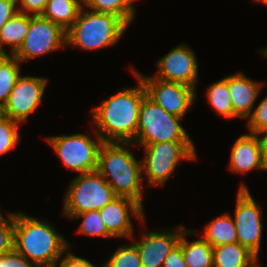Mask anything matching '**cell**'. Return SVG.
Here are the masks:
<instances>
[{"instance_id": "cell-30", "label": "cell", "mask_w": 267, "mask_h": 267, "mask_svg": "<svg viewBox=\"0 0 267 267\" xmlns=\"http://www.w3.org/2000/svg\"><path fill=\"white\" fill-rule=\"evenodd\" d=\"M247 128L251 134L256 135L267 131V96L254 107L247 119Z\"/></svg>"}, {"instance_id": "cell-5", "label": "cell", "mask_w": 267, "mask_h": 267, "mask_svg": "<svg viewBox=\"0 0 267 267\" xmlns=\"http://www.w3.org/2000/svg\"><path fill=\"white\" fill-rule=\"evenodd\" d=\"M143 146L142 170L148 186H164L183 160H196L193 141L157 142Z\"/></svg>"}, {"instance_id": "cell-25", "label": "cell", "mask_w": 267, "mask_h": 267, "mask_svg": "<svg viewBox=\"0 0 267 267\" xmlns=\"http://www.w3.org/2000/svg\"><path fill=\"white\" fill-rule=\"evenodd\" d=\"M208 103L215 109L217 114L224 118H234L232 101L228 88V76L214 82L206 89Z\"/></svg>"}, {"instance_id": "cell-28", "label": "cell", "mask_w": 267, "mask_h": 267, "mask_svg": "<svg viewBox=\"0 0 267 267\" xmlns=\"http://www.w3.org/2000/svg\"><path fill=\"white\" fill-rule=\"evenodd\" d=\"M20 123L0 114V157L18 145Z\"/></svg>"}, {"instance_id": "cell-2", "label": "cell", "mask_w": 267, "mask_h": 267, "mask_svg": "<svg viewBox=\"0 0 267 267\" xmlns=\"http://www.w3.org/2000/svg\"><path fill=\"white\" fill-rule=\"evenodd\" d=\"M130 145L135 144L103 142L99 148L96 170L104 177L116 196L131 198L144 207L142 161L136 159L130 151Z\"/></svg>"}, {"instance_id": "cell-9", "label": "cell", "mask_w": 267, "mask_h": 267, "mask_svg": "<svg viewBox=\"0 0 267 267\" xmlns=\"http://www.w3.org/2000/svg\"><path fill=\"white\" fill-rule=\"evenodd\" d=\"M256 203L245 183H241L234 211L233 220L236 227L238 243L246 247L259 259L263 211Z\"/></svg>"}, {"instance_id": "cell-31", "label": "cell", "mask_w": 267, "mask_h": 267, "mask_svg": "<svg viewBox=\"0 0 267 267\" xmlns=\"http://www.w3.org/2000/svg\"><path fill=\"white\" fill-rule=\"evenodd\" d=\"M0 267H37L15 249L0 256Z\"/></svg>"}, {"instance_id": "cell-36", "label": "cell", "mask_w": 267, "mask_h": 267, "mask_svg": "<svg viewBox=\"0 0 267 267\" xmlns=\"http://www.w3.org/2000/svg\"><path fill=\"white\" fill-rule=\"evenodd\" d=\"M261 149H262V161L265 168V171L267 172V131L258 134Z\"/></svg>"}, {"instance_id": "cell-16", "label": "cell", "mask_w": 267, "mask_h": 267, "mask_svg": "<svg viewBox=\"0 0 267 267\" xmlns=\"http://www.w3.org/2000/svg\"><path fill=\"white\" fill-rule=\"evenodd\" d=\"M229 170L236 174H247L251 171H265L262 161V149L258 135L243 134L231 148Z\"/></svg>"}, {"instance_id": "cell-10", "label": "cell", "mask_w": 267, "mask_h": 267, "mask_svg": "<svg viewBox=\"0 0 267 267\" xmlns=\"http://www.w3.org/2000/svg\"><path fill=\"white\" fill-rule=\"evenodd\" d=\"M130 69L143 82L147 96L169 114L183 118L197 99L196 88L157 79L153 75L145 76L133 67Z\"/></svg>"}, {"instance_id": "cell-3", "label": "cell", "mask_w": 267, "mask_h": 267, "mask_svg": "<svg viewBox=\"0 0 267 267\" xmlns=\"http://www.w3.org/2000/svg\"><path fill=\"white\" fill-rule=\"evenodd\" d=\"M71 248L70 243L46 221L15 212L14 249L37 267H53Z\"/></svg>"}, {"instance_id": "cell-7", "label": "cell", "mask_w": 267, "mask_h": 267, "mask_svg": "<svg viewBox=\"0 0 267 267\" xmlns=\"http://www.w3.org/2000/svg\"><path fill=\"white\" fill-rule=\"evenodd\" d=\"M183 118L166 112L147 95L143 98L139 113L135 145H148L157 142L193 141L181 126Z\"/></svg>"}, {"instance_id": "cell-20", "label": "cell", "mask_w": 267, "mask_h": 267, "mask_svg": "<svg viewBox=\"0 0 267 267\" xmlns=\"http://www.w3.org/2000/svg\"><path fill=\"white\" fill-rule=\"evenodd\" d=\"M30 26V14L18 12L11 17L0 30V55H8L3 48L9 45L14 55L22 45Z\"/></svg>"}, {"instance_id": "cell-32", "label": "cell", "mask_w": 267, "mask_h": 267, "mask_svg": "<svg viewBox=\"0 0 267 267\" xmlns=\"http://www.w3.org/2000/svg\"><path fill=\"white\" fill-rule=\"evenodd\" d=\"M69 250L70 248L65 251L66 255L63 254V257L61 256L53 267H98L92 264L89 260L76 256Z\"/></svg>"}, {"instance_id": "cell-24", "label": "cell", "mask_w": 267, "mask_h": 267, "mask_svg": "<svg viewBox=\"0 0 267 267\" xmlns=\"http://www.w3.org/2000/svg\"><path fill=\"white\" fill-rule=\"evenodd\" d=\"M134 1L136 0H83V6L95 12L118 16L130 26L136 15Z\"/></svg>"}, {"instance_id": "cell-35", "label": "cell", "mask_w": 267, "mask_h": 267, "mask_svg": "<svg viewBox=\"0 0 267 267\" xmlns=\"http://www.w3.org/2000/svg\"><path fill=\"white\" fill-rule=\"evenodd\" d=\"M163 267H187L182 248L179 245L168 254Z\"/></svg>"}, {"instance_id": "cell-38", "label": "cell", "mask_w": 267, "mask_h": 267, "mask_svg": "<svg viewBox=\"0 0 267 267\" xmlns=\"http://www.w3.org/2000/svg\"><path fill=\"white\" fill-rule=\"evenodd\" d=\"M254 2L263 3L264 5H267V0H253Z\"/></svg>"}, {"instance_id": "cell-27", "label": "cell", "mask_w": 267, "mask_h": 267, "mask_svg": "<svg viewBox=\"0 0 267 267\" xmlns=\"http://www.w3.org/2000/svg\"><path fill=\"white\" fill-rule=\"evenodd\" d=\"M102 264L103 267H143L136 246L132 240L119 248Z\"/></svg>"}, {"instance_id": "cell-15", "label": "cell", "mask_w": 267, "mask_h": 267, "mask_svg": "<svg viewBox=\"0 0 267 267\" xmlns=\"http://www.w3.org/2000/svg\"><path fill=\"white\" fill-rule=\"evenodd\" d=\"M107 231L114 238H131L134 234V225L131 216L144 226L145 221L144 209L135 200L127 197L117 196L113 201L99 210Z\"/></svg>"}, {"instance_id": "cell-22", "label": "cell", "mask_w": 267, "mask_h": 267, "mask_svg": "<svg viewBox=\"0 0 267 267\" xmlns=\"http://www.w3.org/2000/svg\"><path fill=\"white\" fill-rule=\"evenodd\" d=\"M201 237L212 247L238 242L233 217L224 213L206 224Z\"/></svg>"}, {"instance_id": "cell-34", "label": "cell", "mask_w": 267, "mask_h": 267, "mask_svg": "<svg viewBox=\"0 0 267 267\" xmlns=\"http://www.w3.org/2000/svg\"><path fill=\"white\" fill-rule=\"evenodd\" d=\"M16 13H18L17 0H0V30Z\"/></svg>"}, {"instance_id": "cell-6", "label": "cell", "mask_w": 267, "mask_h": 267, "mask_svg": "<svg viewBox=\"0 0 267 267\" xmlns=\"http://www.w3.org/2000/svg\"><path fill=\"white\" fill-rule=\"evenodd\" d=\"M67 188L61 214L70 219L77 214L100 210L117 197L97 170L78 174Z\"/></svg>"}, {"instance_id": "cell-21", "label": "cell", "mask_w": 267, "mask_h": 267, "mask_svg": "<svg viewBox=\"0 0 267 267\" xmlns=\"http://www.w3.org/2000/svg\"><path fill=\"white\" fill-rule=\"evenodd\" d=\"M82 7L83 0H48L41 16L66 32L78 18Z\"/></svg>"}, {"instance_id": "cell-33", "label": "cell", "mask_w": 267, "mask_h": 267, "mask_svg": "<svg viewBox=\"0 0 267 267\" xmlns=\"http://www.w3.org/2000/svg\"><path fill=\"white\" fill-rule=\"evenodd\" d=\"M48 0H17L18 12L41 15L44 11Z\"/></svg>"}, {"instance_id": "cell-1", "label": "cell", "mask_w": 267, "mask_h": 267, "mask_svg": "<svg viewBox=\"0 0 267 267\" xmlns=\"http://www.w3.org/2000/svg\"><path fill=\"white\" fill-rule=\"evenodd\" d=\"M132 74L138 81L136 87H124L90 112L93 129L103 142H133L136 138L141 102L147 93L141 79Z\"/></svg>"}, {"instance_id": "cell-19", "label": "cell", "mask_w": 267, "mask_h": 267, "mask_svg": "<svg viewBox=\"0 0 267 267\" xmlns=\"http://www.w3.org/2000/svg\"><path fill=\"white\" fill-rule=\"evenodd\" d=\"M191 234L196 233L194 230L185 228L178 242L187 267H213V247L201 236L193 241L187 240L186 236Z\"/></svg>"}, {"instance_id": "cell-4", "label": "cell", "mask_w": 267, "mask_h": 267, "mask_svg": "<svg viewBox=\"0 0 267 267\" xmlns=\"http://www.w3.org/2000/svg\"><path fill=\"white\" fill-rule=\"evenodd\" d=\"M128 27L118 16L95 12L83 6L76 21L66 31V47L70 45L87 51L112 47L119 43Z\"/></svg>"}, {"instance_id": "cell-12", "label": "cell", "mask_w": 267, "mask_h": 267, "mask_svg": "<svg viewBox=\"0 0 267 267\" xmlns=\"http://www.w3.org/2000/svg\"><path fill=\"white\" fill-rule=\"evenodd\" d=\"M47 84L45 77L21 75L0 114L20 124L28 122L30 114L41 104Z\"/></svg>"}, {"instance_id": "cell-37", "label": "cell", "mask_w": 267, "mask_h": 267, "mask_svg": "<svg viewBox=\"0 0 267 267\" xmlns=\"http://www.w3.org/2000/svg\"><path fill=\"white\" fill-rule=\"evenodd\" d=\"M259 53L267 58V47L259 49Z\"/></svg>"}, {"instance_id": "cell-11", "label": "cell", "mask_w": 267, "mask_h": 267, "mask_svg": "<svg viewBox=\"0 0 267 267\" xmlns=\"http://www.w3.org/2000/svg\"><path fill=\"white\" fill-rule=\"evenodd\" d=\"M66 46V32L41 15H30V26L14 56L23 63Z\"/></svg>"}, {"instance_id": "cell-17", "label": "cell", "mask_w": 267, "mask_h": 267, "mask_svg": "<svg viewBox=\"0 0 267 267\" xmlns=\"http://www.w3.org/2000/svg\"><path fill=\"white\" fill-rule=\"evenodd\" d=\"M262 86V83L247 77L242 72L228 75L234 118L247 120L251 116Z\"/></svg>"}, {"instance_id": "cell-8", "label": "cell", "mask_w": 267, "mask_h": 267, "mask_svg": "<svg viewBox=\"0 0 267 267\" xmlns=\"http://www.w3.org/2000/svg\"><path fill=\"white\" fill-rule=\"evenodd\" d=\"M93 130L96 141L82 133L48 136L46 140L61 159L63 166L84 174L96 170L99 148L103 143L95 129Z\"/></svg>"}, {"instance_id": "cell-26", "label": "cell", "mask_w": 267, "mask_h": 267, "mask_svg": "<svg viewBox=\"0 0 267 267\" xmlns=\"http://www.w3.org/2000/svg\"><path fill=\"white\" fill-rule=\"evenodd\" d=\"M78 218H82V221L76 229V233H82V235L84 234L85 236L88 235L90 237L113 238V236L107 231L99 210H92L77 214L72 219L74 220Z\"/></svg>"}, {"instance_id": "cell-18", "label": "cell", "mask_w": 267, "mask_h": 267, "mask_svg": "<svg viewBox=\"0 0 267 267\" xmlns=\"http://www.w3.org/2000/svg\"><path fill=\"white\" fill-rule=\"evenodd\" d=\"M259 259L241 244L213 247V267H260Z\"/></svg>"}, {"instance_id": "cell-23", "label": "cell", "mask_w": 267, "mask_h": 267, "mask_svg": "<svg viewBox=\"0 0 267 267\" xmlns=\"http://www.w3.org/2000/svg\"><path fill=\"white\" fill-rule=\"evenodd\" d=\"M20 61L14 55H0V110L7 103L18 78Z\"/></svg>"}, {"instance_id": "cell-29", "label": "cell", "mask_w": 267, "mask_h": 267, "mask_svg": "<svg viewBox=\"0 0 267 267\" xmlns=\"http://www.w3.org/2000/svg\"><path fill=\"white\" fill-rule=\"evenodd\" d=\"M7 218L0 211V256L14 249L15 213L7 212Z\"/></svg>"}, {"instance_id": "cell-14", "label": "cell", "mask_w": 267, "mask_h": 267, "mask_svg": "<svg viewBox=\"0 0 267 267\" xmlns=\"http://www.w3.org/2000/svg\"><path fill=\"white\" fill-rule=\"evenodd\" d=\"M169 230V231H168ZM184 227L179 225L176 228L166 231H149L143 233L141 239L135 241L134 234L130 238L136 246L141 264L143 267H163L168 254L178 245Z\"/></svg>"}, {"instance_id": "cell-13", "label": "cell", "mask_w": 267, "mask_h": 267, "mask_svg": "<svg viewBox=\"0 0 267 267\" xmlns=\"http://www.w3.org/2000/svg\"><path fill=\"white\" fill-rule=\"evenodd\" d=\"M197 62L192 48L181 43L155 63L158 67L153 77L195 88L199 81Z\"/></svg>"}]
</instances>
